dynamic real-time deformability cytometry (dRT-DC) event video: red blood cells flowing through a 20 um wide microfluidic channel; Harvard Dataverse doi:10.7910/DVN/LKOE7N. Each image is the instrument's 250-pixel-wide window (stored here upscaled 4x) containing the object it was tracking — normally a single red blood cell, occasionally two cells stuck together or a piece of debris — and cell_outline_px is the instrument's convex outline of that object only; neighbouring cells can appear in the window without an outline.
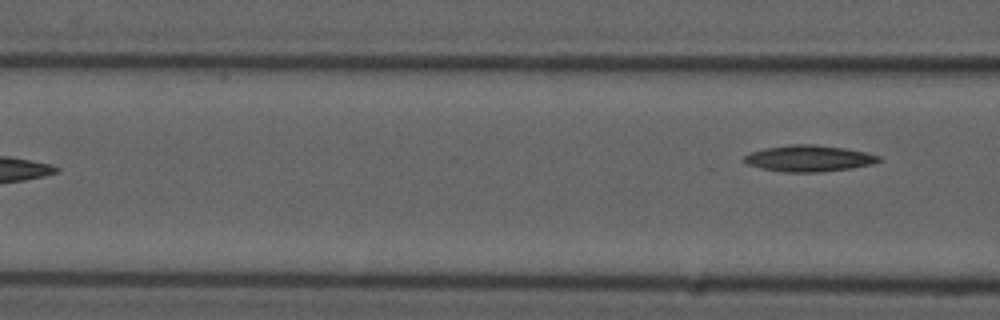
{"species": "common noctule bat (a hibernating species)", "species_latin": "Nyctalus noctula", "temperature_condition": "cold", "stored_images_in_passage": 8, "camera_frame_rate_fps": 3000, "um_per_image_px": 0.085, "animal": {"sex": "male", "forearm_length_mm": 52.5}, "frame": {"image": 1, "passage_image": 8, "time_ms": 8.0, "image_size_px": [1000, 320], "cell_outline_px": [[884, 160], [872, 164], [852, 168], [820, 172], [784, 172], [760, 168], [748, 164], [740, 160], [748, 152], [764, 148], [792, 144], [812, 144], [844, 148], [864, 152], [880, 156]], "centroid_in_image_um": [68.72, 13.46], "position_along_channel_um": 97.9, "area_um2": 20.81}}